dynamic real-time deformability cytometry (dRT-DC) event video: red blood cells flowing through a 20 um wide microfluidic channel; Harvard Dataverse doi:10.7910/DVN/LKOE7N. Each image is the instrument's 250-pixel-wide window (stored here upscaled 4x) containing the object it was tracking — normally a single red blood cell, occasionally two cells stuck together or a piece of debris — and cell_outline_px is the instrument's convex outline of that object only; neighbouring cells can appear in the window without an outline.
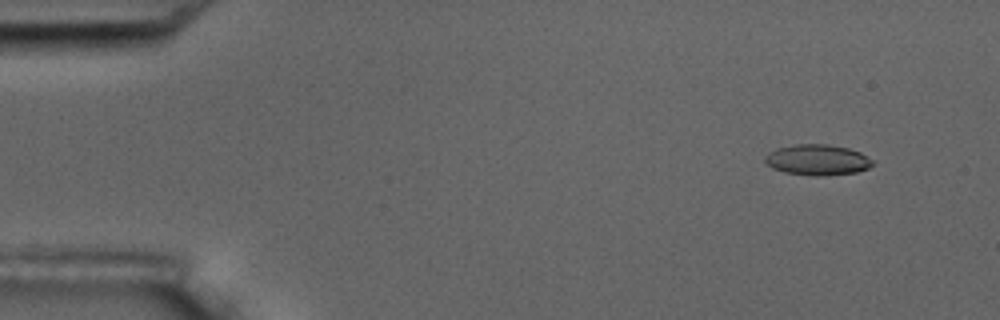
{"species": "common noctule bat (a hibernating species)", "species_latin": "Nyctalus noctula", "temperature_condition": "room temperature", "stored_images_in_passage": 4, "camera_frame_rate_fps": 3000, "um_per_image_px": 0.085, "animal": {"sex": "male", "body_mass_g": 17.5, "forearm_length_mm": 52.3}, "frame": {"image": 1, "passage_image": 1, "time_ms": 0.0, "image_size_px": [1000, 320], "cell_outline_px": [[876, 160], [868, 168], [856, 172], [820, 176], [816, 176], [784, 172], [772, 168], [764, 160], [764, 156], [768, 152], [776, 148], [796, 144], [828, 144], [848, 148], [860, 152]], "centroid_in_image_um": [69.48, 13.58], "position_along_channel_um": 15.5, "area_um2": 19.36}}
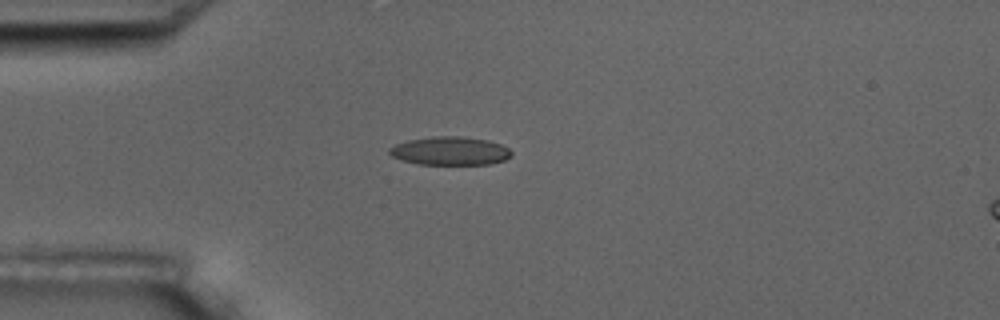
{"frame": {"image": 2, "passage_image": 4, "time_ms": 3.333, "image_size_px": [1000, 320], "cell_outline_px": [[512, 156], [504, 160], [488, 164], [420, 164], [404, 160], [392, 156], [388, 152], [388, 148], [396, 144], [408, 140], [432, 136], [460, 136], [488, 140], [500, 144], [508, 148], [512, 152]], "centroid_in_image_um": [38.26, 12.82], "position_along_channel_um": 46.7, "area_um2": 20.11}}